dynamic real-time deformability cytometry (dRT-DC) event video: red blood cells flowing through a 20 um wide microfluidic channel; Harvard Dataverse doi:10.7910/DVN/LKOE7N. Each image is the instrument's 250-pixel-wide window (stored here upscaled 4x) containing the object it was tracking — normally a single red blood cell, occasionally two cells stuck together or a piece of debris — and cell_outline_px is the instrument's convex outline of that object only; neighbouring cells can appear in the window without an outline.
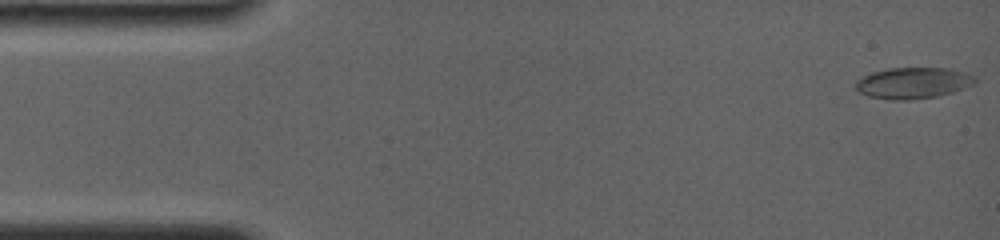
{"species": "common noctule bat (a hibernating species)", "species_latin": "Nyctalus noctula", "temperature_condition": "room temperature", "stored_images_in_passage": 34, "camera_frame_rate_fps": 4000, "um_per_image_px": 0.085, "animal": {"sex": "female", "body_mass_g": 19.0, "forearm_length_mm": 56.7}, "frame": {"image": 1, "passage_image": 1, "time_ms": 0.0, "image_size_px": [1000, 240], "cell_outline_px": [[976, 84], [952, 92], [936, 96], [908, 100], [892, 100], [868, 96], [860, 92], [856, 88], [856, 80], [872, 72], [888, 68], [948, 68], [964, 72], [972, 76], [976, 80]], "centroid_in_image_um": [77.6, 7.05], "position_along_channel_um": 7.4, "area_um2": 21.56}}
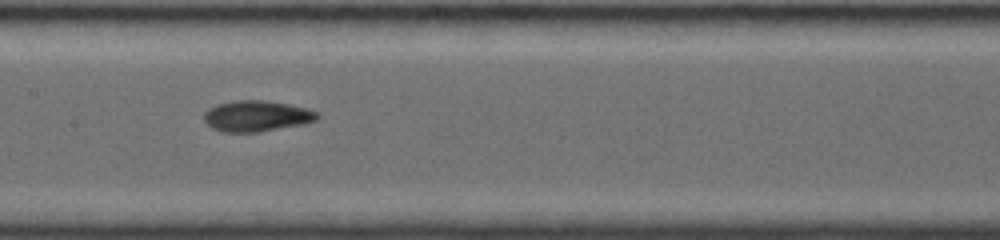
{"frame": {"image": 2, "passage_image": 16, "time_ms": 7.75, "image_size_px": [1000, 240], "cell_outline_px": [[320, 116], [316, 120], [304, 124], [260, 132], [224, 132], [212, 128], [204, 120], [204, 112], [208, 108], [216, 104], [232, 100], [264, 100], [304, 108], [316, 112]], "centroid_in_image_um": [21.77, 9.87], "position_along_channel_um": 185.6, "area_um2": 20.35}}
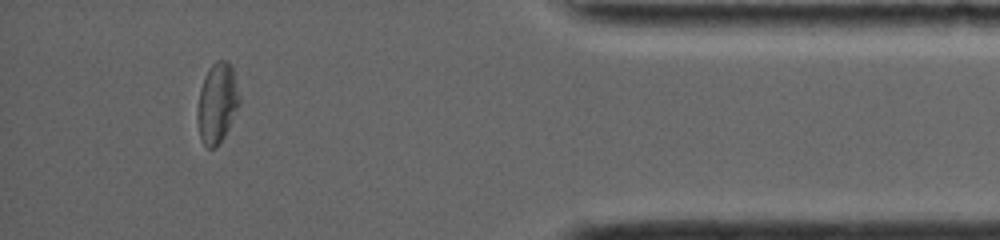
{"frame": {"image": 3, "passage_image": 30, "time_ms": 14.5, "image_size_px": [1000, 240], "cell_outline_px": [[240, 104], [224, 136], [212, 148], [208, 148], [200, 140], [196, 120], [196, 112], [200, 88], [204, 76], [208, 68], [216, 60], [228, 60], [232, 64], [240, 96]], "centroid_in_image_um": [18.44, 8.71], "position_along_channel_um": 416.8, "area_um2": 19.88}, "authors_computed_cell_mechanics": {"area_um2": 19.941, "velocity_mm_per_s": 3.8639, "shape_relaxation_time_tau1_ms": 3.2868, "shape_relaxation_time_tau2_ms": 3.0412, "deformation_change_tau1": 0.1431, "deformation_change_tau2": 0.0869}}